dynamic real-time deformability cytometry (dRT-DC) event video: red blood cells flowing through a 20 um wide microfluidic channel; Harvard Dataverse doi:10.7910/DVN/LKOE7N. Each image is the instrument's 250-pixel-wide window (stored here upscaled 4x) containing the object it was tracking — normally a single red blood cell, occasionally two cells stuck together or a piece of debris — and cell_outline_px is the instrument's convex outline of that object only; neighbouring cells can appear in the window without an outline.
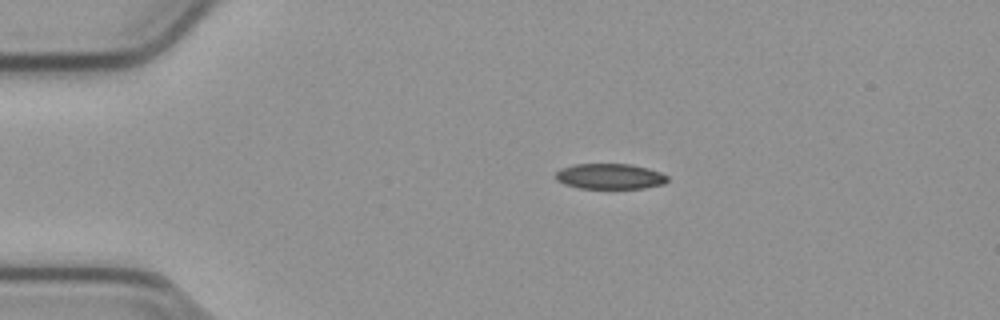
{"species": "common noctule bat (a hibernating species)", "species_latin": "Nyctalus noctula", "temperature_condition": "cold", "stored_images_in_passage": 36, "camera_frame_rate_fps": 3000, "um_per_image_px": 0.085, "animal": {"sex": "male", "body_mass_g": 23.1, "forearm_length_mm": 52.7}, "frame": {"image": 1, "passage_image": 1, "time_ms": 0.0, "image_size_px": [1000, 320], "cell_outline_px": [[668, 180], [664, 184], [644, 188], [580, 188], [564, 184], [556, 180], [556, 172], [560, 168], [572, 164], [632, 164], [648, 168], [660, 172], [668, 176]], "centroid_in_image_um": [51.84, 14.98], "position_along_channel_um": 33.2, "area_um2": 16.7}}
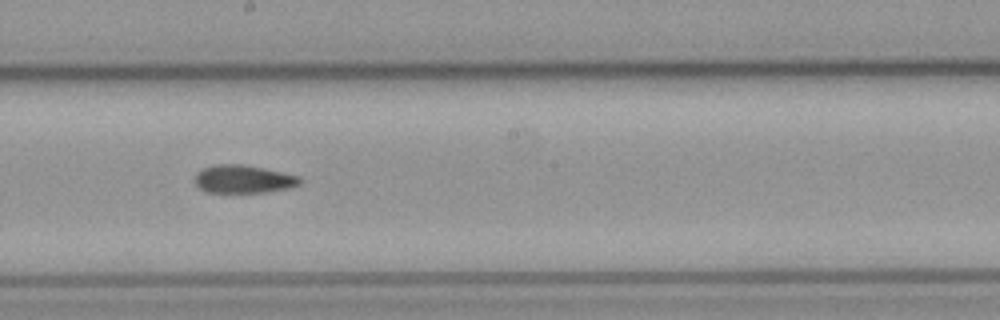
{"frame": {"image": 2, "passage_image": 20, "time_ms": 6.333, "image_size_px": [1000, 320], "cell_outline_px": [[300, 184], [292, 188], [264, 192], [208, 192], [200, 188], [192, 180], [196, 172], [212, 164], [244, 164], [300, 176]], "centroid_in_image_um": [20.66, 15.22], "position_along_channel_um": 227.5, "area_um2": 17.28}}
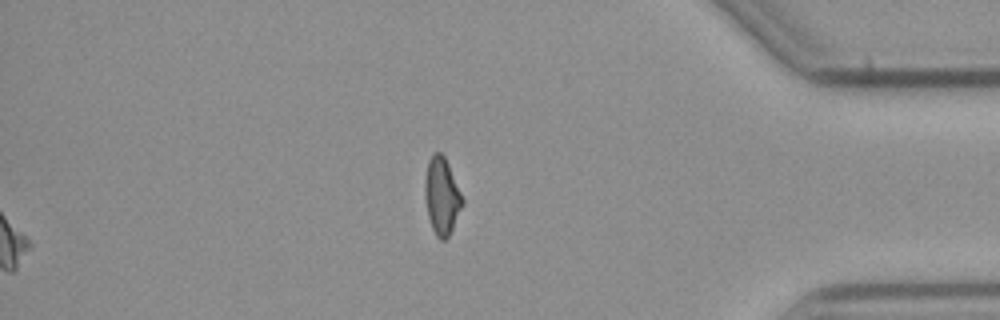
{"frame": {"image": 3, "passage_image": 36, "time_ms": 11.667, "image_size_px": [1000, 320], "cell_outline_px": [[464, 204], [448, 236], [444, 240], [440, 240], [436, 236], [432, 228], [428, 216], [424, 196], [424, 180], [428, 160], [432, 152], [440, 152], [444, 156], [448, 164], [464, 200]], "centroid_in_image_um": [37.53, 16.64], "position_along_channel_um": 397.7, "area_um2": 16.88}, "authors_computed_cell_mechanics": {"area_um2": 17.4845, "velocity_mm_per_s": 3.8088, "shape_relaxation_time_tau1_ms": 8.634, "shape_relaxation_time_tau2_ms": 7.4214, "deformation_change_tau1": 0.1908, "deformation_change_tau2": 0.1555}}